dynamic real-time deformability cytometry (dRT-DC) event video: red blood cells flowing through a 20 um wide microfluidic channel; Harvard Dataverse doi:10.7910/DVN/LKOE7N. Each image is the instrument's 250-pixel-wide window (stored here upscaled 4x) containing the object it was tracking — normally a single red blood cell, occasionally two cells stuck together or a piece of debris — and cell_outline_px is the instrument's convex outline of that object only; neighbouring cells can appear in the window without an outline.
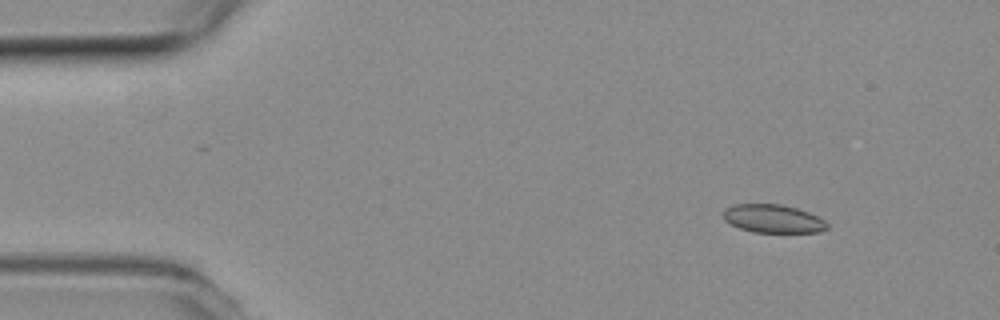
{"species": "common noctule bat (a hibernating species)", "species_latin": "Nyctalus noctula", "temperature_condition": "room temperature", "stored_images_in_passage": 6, "camera_frame_rate_fps": 3000, "um_per_image_px": 0.085, "animal": {"sex": "female", "body_mass_g": 19.3, "forearm_length_mm": 54.1}, "frame": {"image": 1, "passage_image": 1, "time_ms": 0.0, "image_size_px": [1000, 320], "cell_outline_px": [[828, 228], [820, 232], [752, 232], [740, 228], [724, 220], [724, 208], [732, 204], [780, 204], [796, 208], [808, 212], [824, 220], [828, 224]], "centroid_in_image_um": [65.7, 18.58], "position_along_channel_um": 19.3, "area_um2": 17.05}}
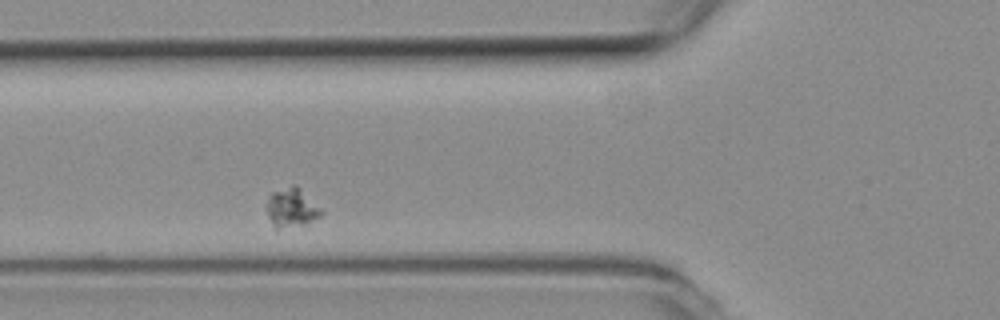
{"frame": {"image": 2, "passage_image": 4, "time_ms": 1.0, "image_size_px": [1000, 320], "cell_outline_px": [[324, 212], [320, 216], [304, 224], [276, 228], [272, 224], [268, 216], [264, 204], [272, 192], [292, 184], [296, 184]], "centroid_in_image_um": [24.74, 17.62], "position_along_channel_um": 101.1, "area_um2": 12.31}}
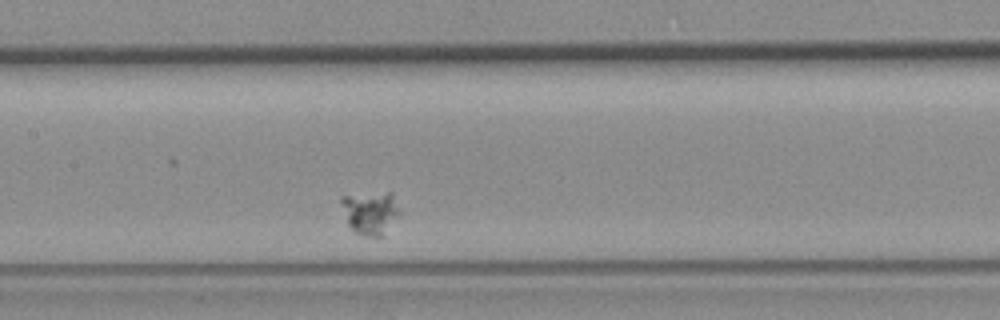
{"frame": {"image": 3, "passage_image": 6, "time_ms": 1.667, "image_size_px": [1000, 320], "cell_outline_px": [[400, 216], [380, 236], [372, 236], [356, 232], [348, 224], [340, 200], [340, 196], [388, 192], [392, 192], [400, 212]], "centroid_in_image_um": [31.5, 18.04], "position_along_channel_um": 175.9, "area_um2": 14.28}}